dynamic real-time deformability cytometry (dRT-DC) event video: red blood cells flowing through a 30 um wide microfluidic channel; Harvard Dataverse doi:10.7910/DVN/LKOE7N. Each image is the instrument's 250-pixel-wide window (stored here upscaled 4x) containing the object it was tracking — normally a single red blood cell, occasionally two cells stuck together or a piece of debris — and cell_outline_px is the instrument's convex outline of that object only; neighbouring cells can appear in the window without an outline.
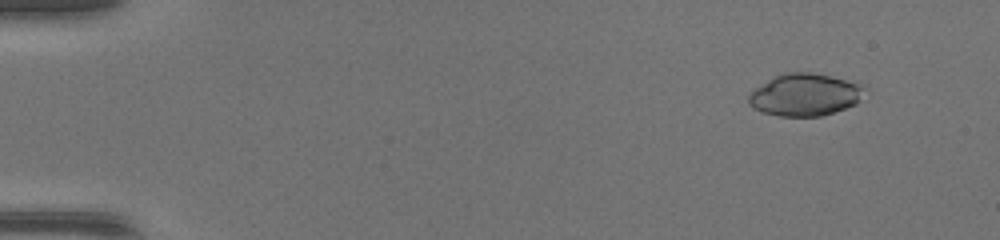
{"species": "common noctule bat (a hibernating species)", "species_latin": "Nyctalus noctula", "temperature_condition": "warm", "stored_images_in_passage": 47, "camera_frame_rate_fps": 3000, "um_per_image_px": 0.085, "animal": {"sex": "female", "body_mass_g": 17.0, "forearm_length_mm": 48.0}, "frame": {"image": 1, "passage_image": 5, "time_ms": 1.333, "image_size_px": [1000, 240], "cell_outline_px": [[868, 88], [860, 100], [856, 104], [820, 116], [780, 116], [764, 112], [752, 108], [748, 104], [748, 96], [756, 88], [768, 80], [784, 72], [812, 72], [860, 80], [868, 84]], "centroid_in_image_um": [68.54, 8.01], "position_along_channel_um": 16.5, "area_um2": 29.25}}
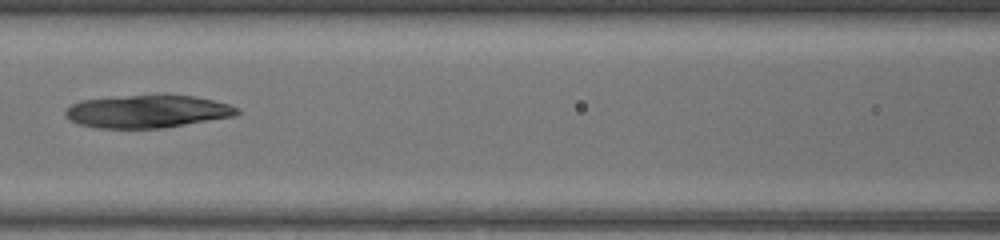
{"frame": {"image": 2, "passage_image": 23, "time_ms": 7.333, "image_size_px": [1000, 240], "cell_outline_px": [[240, 112], [236, 116], [164, 128], [96, 128], [80, 124], [68, 120], [64, 116], [64, 112], [72, 104], [84, 100], [160, 92], [164, 92], [192, 96], [212, 100], [228, 104], [240, 108]], "centroid_in_image_um": [12.56, 9.45], "position_along_channel_um": 154.0, "area_um2": 33.58}}
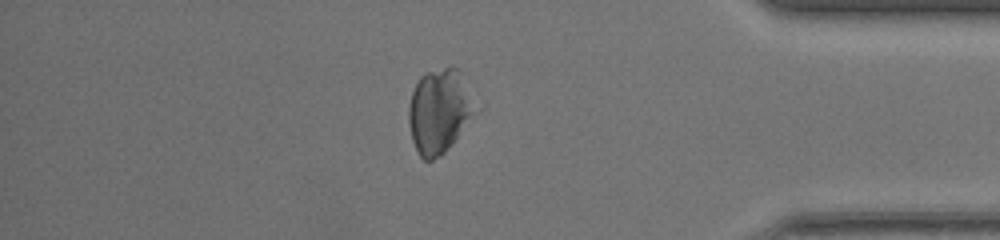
{"frame": {"image": 3, "passage_image": 41, "time_ms": 13.333, "image_size_px": [1000, 240], "cell_outline_px": [[484, 104], [480, 112], [452, 144], [440, 156], [432, 160], [424, 160], [420, 156], [412, 140], [408, 124], [408, 108], [412, 92], [420, 76], [424, 72], [444, 68], [460, 68]], "centroid_in_image_um": [37.49, 9.39], "position_along_channel_um": 397.7, "area_um2": 34.56}}